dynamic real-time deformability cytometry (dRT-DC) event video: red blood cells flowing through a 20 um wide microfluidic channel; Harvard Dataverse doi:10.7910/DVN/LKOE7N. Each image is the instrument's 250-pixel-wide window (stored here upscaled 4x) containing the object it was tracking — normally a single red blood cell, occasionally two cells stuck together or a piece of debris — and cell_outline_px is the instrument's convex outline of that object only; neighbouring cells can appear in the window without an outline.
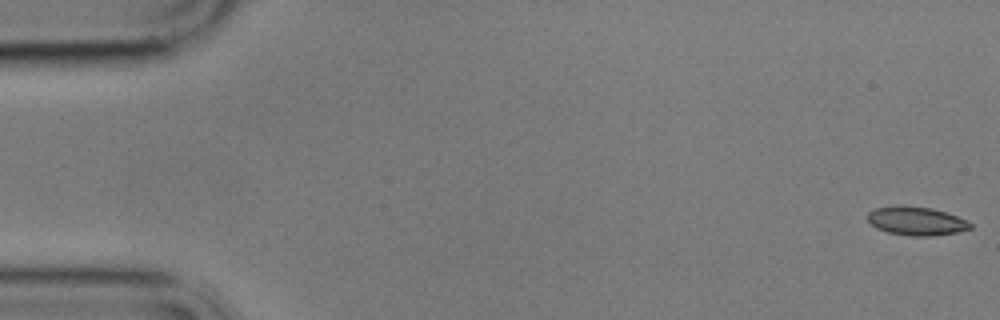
{"species": "common noctule bat (a hibernating species)", "species_latin": "Nyctalus noctula", "temperature_condition": "cold", "stored_images_in_passage": 11, "camera_frame_rate_fps": 3000, "um_per_image_px": 0.085, "animal": {"sex": "male", "body_mass_g": 17.9}, "frame": {"image": 1, "passage_image": 1, "time_ms": 0.0, "image_size_px": [1000, 320], "cell_outline_px": [[972, 228], [960, 232], [928, 236], [908, 236], [888, 232], [876, 228], [868, 220], [868, 212], [876, 208], [896, 204], [932, 208], [968, 220], [972, 224]], "centroid_in_image_um": [77.89, 18.78], "position_along_channel_um": 7.1, "area_um2": 17.28}}
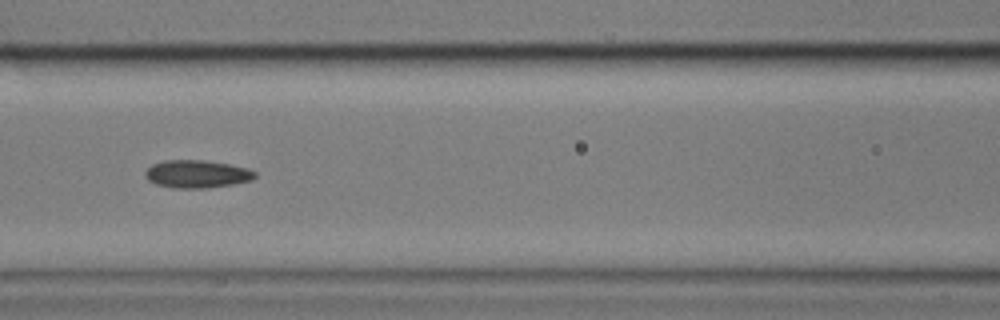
{"frame": {"image": 2, "passage_image": 7, "time_ms": 8.0, "image_size_px": [1000, 320], "cell_outline_px": [[256, 176], [252, 180], [232, 184], [204, 188], [172, 188], [156, 184], [148, 180], [144, 176], [144, 172], [152, 164], [164, 160], [204, 160], [228, 164], [248, 168], [256, 172]], "centroid_in_image_um": [16.71, 14.79], "position_along_channel_um": 149.9, "area_um2": 17.8}}
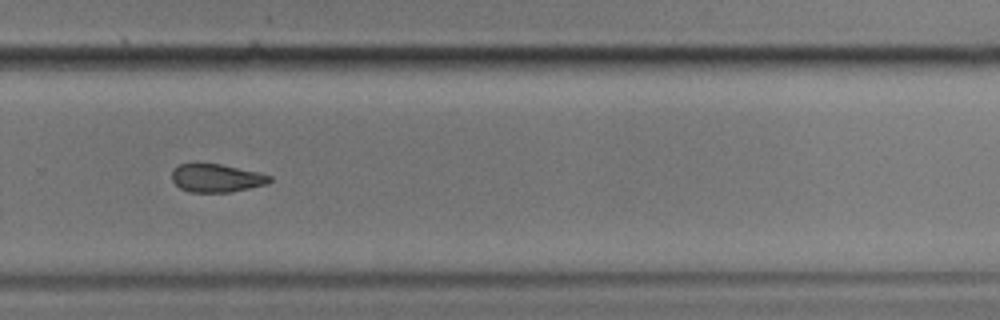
{"frame": {"image": 3, "passage_image": 11, "time_ms": 12.667, "image_size_px": [1000, 320], "cell_outline_px": [[272, 180], [268, 184], [232, 192], [188, 192], [180, 188], [172, 180], [172, 172], [180, 164], [196, 160], [220, 164], [256, 172], [272, 176]], "centroid_in_image_um": [18.37, 15.11], "position_along_channel_um": 311.4, "area_um2": 16.47}}